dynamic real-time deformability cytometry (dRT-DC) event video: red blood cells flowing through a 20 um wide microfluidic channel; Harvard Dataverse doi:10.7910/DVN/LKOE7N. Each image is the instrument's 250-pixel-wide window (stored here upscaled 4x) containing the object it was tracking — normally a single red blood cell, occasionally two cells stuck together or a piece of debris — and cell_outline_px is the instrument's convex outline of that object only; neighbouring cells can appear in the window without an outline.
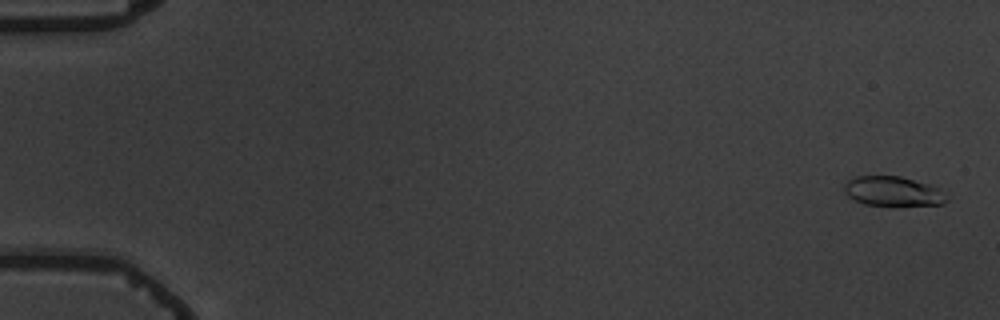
{"species": "common noctule bat (a hibernating species)", "species_latin": "Nyctalus noctula", "temperature_condition": "warm", "stored_images_in_passage": 6, "camera_frame_rate_fps": 3000, "um_per_image_px": 0.085, "animal": {"sex": "male", "body_mass_g": 19.5, "forearm_length_mm": 54.6}, "frame": {"image": 1, "passage_image": 1, "time_ms": 0.0, "image_size_px": [1000, 320], "cell_outline_px": [[948, 200], [944, 204], [892, 208], [864, 204], [848, 196], [844, 192], [844, 184], [848, 180], [856, 176], [900, 176], [928, 184], [940, 188]], "centroid_in_image_um": [75.92, 16.31], "position_along_channel_um": 9.1, "area_um2": 18.38}}